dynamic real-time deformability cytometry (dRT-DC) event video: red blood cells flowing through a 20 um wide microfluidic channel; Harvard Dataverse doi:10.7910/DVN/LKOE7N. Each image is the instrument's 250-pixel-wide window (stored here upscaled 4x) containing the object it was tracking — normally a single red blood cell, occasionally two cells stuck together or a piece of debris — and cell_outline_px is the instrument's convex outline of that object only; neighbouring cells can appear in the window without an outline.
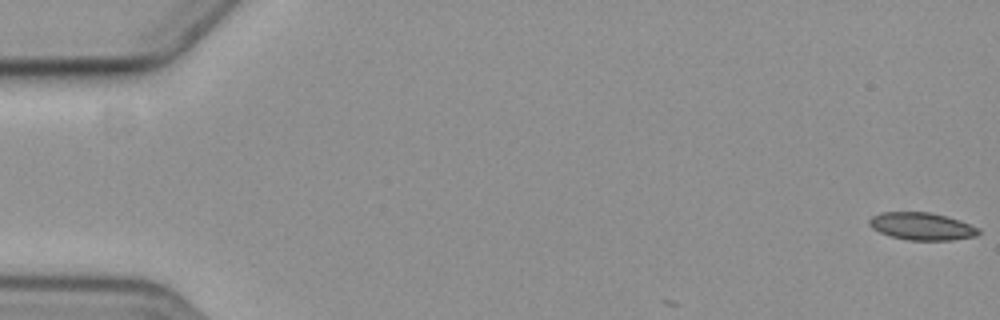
{"species": "common noctule bat (a hibernating species)", "species_latin": "Nyctalus noctula", "temperature_condition": "cold", "stored_images_in_passage": 5, "camera_frame_rate_fps": 3000, "um_per_image_px": 0.085, "animal": {"sex": "female", "body_mass_g": 19.3, "forearm_length_mm": 54.1}, "frame": {"image": 1, "passage_image": 1, "time_ms": 0.0, "image_size_px": [1000, 320], "cell_outline_px": [[980, 232], [976, 236], [952, 240], [908, 240], [892, 236], [880, 232], [872, 228], [868, 224], [868, 220], [872, 216], [880, 212], [928, 212], [944, 216], [980, 228]], "centroid_in_image_um": [78.32, 19.24], "position_along_channel_um": 6.7, "area_um2": 17.28}}
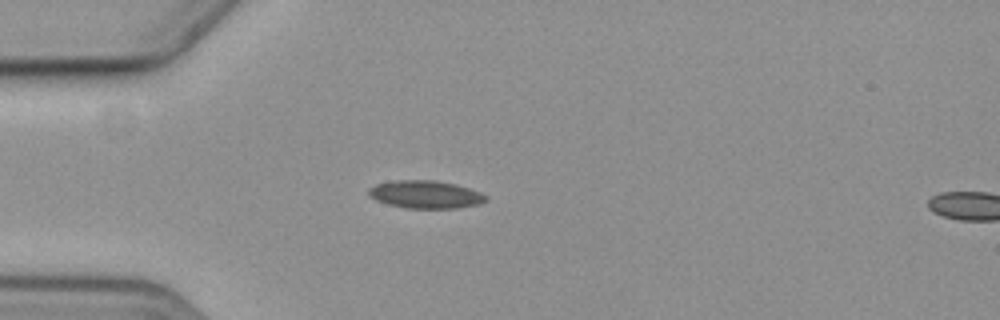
{"frame": {"image": 2, "passage_image": 4, "time_ms": 5.333, "image_size_px": [1000, 320], "cell_outline_px": [[488, 200], [480, 204], [456, 208], [404, 208], [388, 204], [376, 200], [368, 196], [368, 188], [376, 184], [396, 180], [436, 180], [468, 188], [488, 196]], "centroid_in_image_um": [36.14, 16.53], "position_along_channel_um": 48.9, "area_um2": 18.96}}